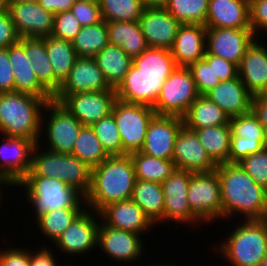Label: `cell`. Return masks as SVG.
<instances>
[{"instance_id":"obj_1","label":"cell","mask_w":267,"mask_h":266,"mask_svg":"<svg viewBox=\"0 0 267 266\" xmlns=\"http://www.w3.org/2000/svg\"><path fill=\"white\" fill-rule=\"evenodd\" d=\"M222 197V218L240 214L245 220L267 219V190L257 185L237 163L216 167Z\"/></svg>"},{"instance_id":"obj_2","label":"cell","mask_w":267,"mask_h":266,"mask_svg":"<svg viewBox=\"0 0 267 266\" xmlns=\"http://www.w3.org/2000/svg\"><path fill=\"white\" fill-rule=\"evenodd\" d=\"M137 178L129 154L108 156L92 168L85 205L99 213L107 205L131 199Z\"/></svg>"},{"instance_id":"obj_3","label":"cell","mask_w":267,"mask_h":266,"mask_svg":"<svg viewBox=\"0 0 267 266\" xmlns=\"http://www.w3.org/2000/svg\"><path fill=\"white\" fill-rule=\"evenodd\" d=\"M43 98L20 92L0 93V132L3 135L32 139L39 143L42 129ZM39 135V136H38Z\"/></svg>"},{"instance_id":"obj_4","label":"cell","mask_w":267,"mask_h":266,"mask_svg":"<svg viewBox=\"0 0 267 266\" xmlns=\"http://www.w3.org/2000/svg\"><path fill=\"white\" fill-rule=\"evenodd\" d=\"M244 221L217 250L232 266H260L267 255V219Z\"/></svg>"},{"instance_id":"obj_5","label":"cell","mask_w":267,"mask_h":266,"mask_svg":"<svg viewBox=\"0 0 267 266\" xmlns=\"http://www.w3.org/2000/svg\"><path fill=\"white\" fill-rule=\"evenodd\" d=\"M15 186L26 187L28 204L31 202L36 211L35 219L59 208H85L81 206L84 196L58 178L24 176Z\"/></svg>"},{"instance_id":"obj_6","label":"cell","mask_w":267,"mask_h":266,"mask_svg":"<svg viewBox=\"0 0 267 266\" xmlns=\"http://www.w3.org/2000/svg\"><path fill=\"white\" fill-rule=\"evenodd\" d=\"M111 115L119 131L123 155L140 151L145 142L148 125L156 115L153 107L116 99Z\"/></svg>"},{"instance_id":"obj_7","label":"cell","mask_w":267,"mask_h":266,"mask_svg":"<svg viewBox=\"0 0 267 266\" xmlns=\"http://www.w3.org/2000/svg\"><path fill=\"white\" fill-rule=\"evenodd\" d=\"M199 96L189 68L176 66L165 80L153 109L156 115L182 118Z\"/></svg>"},{"instance_id":"obj_8","label":"cell","mask_w":267,"mask_h":266,"mask_svg":"<svg viewBox=\"0 0 267 266\" xmlns=\"http://www.w3.org/2000/svg\"><path fill=\"white\" fill-rule=\"evenodd\" d=\"M187 201L192 213L203 223L222 217V197L217 171L192 173Z\"/></svg>"},{"instance_id":"obj_9","label":"cell","mask_w":267,"mask_h":266,"mask_svg":"<svg viewBox=\"0 0 267 266\" xmlns=\"http://www.w3.org/2000/svg\"><path fill=\"white\" fill-rule=\"evenodd\" d=\"M49 111L48 121L42 118V123L46 127L44 134L49 146L48 150L61 154H71L83 125L63 106L54 99L47 101L44 109ZM45 119V120H44ZM47 122V123H46Z\"/></svg>"},{"instance_id":"obj_10","label":"cell","mask_w":267,"mask_h":266,"mask_svg":"<svg viewBox=\"0 0 267 266\" xmlns=\"http://www.w3.org/2000/svg\"><path fill=\"white\" fill-rule=\"evenodd\" d=\"M231 141L228 163H238L267 146V135L253 112L230 117Z\"/></svg>"},{"instance_id":"obj_11","label":"cell","mask_w":267,"mask_h":266,"mask_svg":"<svg viewBox=\"0 0 267 266\" xmlns=\"http://www.w3.org/2000/svg\"><path fill=\"white\" fill-rule=\"evenodd\" d=\"M3 136L5 142L0 146V183L15 187L30 171L32 153L37 143L28 138Z\"/></svg>"},{"instance_id":"obj_12","label":"cell","mask_w":267,"mask_h":266,"mask_svg":"<svg viewBox=\"0 0 267 266\" xmlns=\"http://www.w3.org/2000/svg\"><path fill=\"white\" fill-rule=\"evenodd\" d=\"M256 38L251 28H207L206 52L239 66Z\"/></svg>"},{"instance_id":"obj_13","label":"cell","mask_w":267,"mask_h":266,"mask_svg":"<svg viewBox=\"0 0 267 266\" xmlns=\"http://www.w3.org/2000/svg\"><path fill=\"white\" fill-rule=\"evenodd\" d=\"M191 177L192 173L176 168L172 175L161 183L164 195V223L170 220L179 224L199 223L200 220L192 213L187 201Z\"/></svg>"},{"instance_id":"obj_14","label":"cell","mask_w":267,"mask_h":266,"mask_svg":"<svg viewBox=\"0 0 267 266\" xmlns=\"http://www.w3.org/2000/svg\"><path fill=\"white\" fill-rule=\"evenodd\" d=\"M103 91L115 89L109 86L94 58L78 57L53 99L61 102L69 94Z\"/></svg>"},{"instance_id":"obj_15","label":"cell","mask_w":267,"mask_h":266,"mask_svg":"<svg viewBox=\"0 0 267 266\" xmlns=\"http://www.w3.org/2000/svg\"><path fill=\"white\" fill-rule=\"evenodd\" d=\"M116 91L67 95L60 103L83 125L91 126L111 114Z\"/></svg>"},{"instance_id":"obj_16","label":"cell","mask_w":267,"mask_h":266,"mask_svg":"<svg viewBox=\"0 0 267 266\" xmlns=\"http://www.w3.org/2000/svg\"><path fill=\"white\" fill-rule=\"evenodd\" d=\"M183 126L181 117L155 115L148 125L140 152L151 157L172 159L174 143Z\"/></svg>"},{"instance_id":"obj_17","label":"cell","mask_w":267,"mask_h":266,"mask_svg":"<svg viewBox=\"0 0 267 266\" xmlns=\"http://www.w3.org/2000/svg\"><path fill=\"white\" fill-rule=\"evenodd\" d=\"M8 11L20 38H42L52 34L54 14L38 2L9 1Z\"/></svg>"},{"instance_id":"obj_18","label":"cell","mask_w":267,"mask_h":266,"mask_svg":"<svg viewBox=\"0 0 267 266\" xmlns=\"http://www.w3.org/2000/svg\"><path fill=\"white\" fill-rule=\"evenodd\" d=\"M95 213L94 211L93 215L92 210L89 212L86 207L54 242L56 247H59L62 252L64 251L68 255H83L95 246L97 248L98 223H100L99 218L101 217L100 213H97L99 217L96 218Z\"/></svg>"},{"instance_id":"obj_19","label":"cell","mask_w":267,"mask_h":266,"mask_svg":"<svg viewBox=\"0 0 267 266\" xmlns=\"http://www.w3.org/2000/svg\"><path fill=\"white\" fill-rule=\"evenodd\" d=\"M97 246L116 262L135 261L144 251L139 234L111 227L104 221L99 223Z\"/></svg>"},{"instance_id":"obj_20","label":"cell","mask_w":267,"mask_h":266,"mask_svg":"<svg viewBox=\"0 0 267 266\" xmlns=\"http://www.w3.org/2000/svg\"><path fill=\"white\" fill-rule=\"evenodd\" d=\"M168 77L143 75L139 69L131 65L123 81L115 89L117 99L154 107Z\"/></svg>"},{"instance_id":"obj_21","label":"cell","mask_w":267,"mask_h":266,"mask_svg":"<svg viewBox=\"0 0 267 266\" xmlns=\"http://www.w3.org/2000/svg\"><path fill=\"white\" fill-rule=\"evenodd\" d=\"M172 160L178 169L190 173H206L217 165L207 155L195 131L183 126L174 143Z\"/></svg>"},{"instance_id":"obj_22","label":"cell","mask_w":267,"mask_h":266,"mask_svg":"<svg viewBox=\"0 0 267 266\" xmlns=\"http://www.w3.org/2000/svg\"><path fill=\"white\" fill-rule=\"evenodd\" d=\"M148 47L170 50L181 23L165 8H146L139 18Z\"/></svg>"},{"instance_id":"obj_23","label":"cell","mask_w":267,"mask_h":266,"mask_svg":"<svg viewBox=\"0 0 267 266\" xmlns=\"http://www.w3.org/2000/svg\"><path fill=\"white\" fill-rule=\"evenodd\" d=\"M255 39L238 66V77L252 96L267 95V48Z\"/></svg>"},{"instance_id":"obj_24","label":"cell","mask_w":267,"mask_h":266,"mask_svg":"<svg viewBox=\"0 0 267 266\" xmlns=\"http://www.w3.org/2000/svg\"><path fill=\"white\" fill-rule=\"evenodd\" d=\"M207 28L203 24H181L170 49L176 66L188 67L206 53Z\"/></svg>"},{"instance_id":"obj_25","label":"cell","mask_w":267,"mask_h":266,"mask_svg":"<svg viewBox=\"0 0 267 266\" xmlns=\"http://www.w3.org/2000/svg\"><path fill=\"white\" fill-rule=\"evenodd\" d=\"M8 57L13 69L14 92L43 98L46 102L53 96L39 83L31 62L25 55V38L8 47Z\"/></svg>"},{"instance_id":"obj_26","label":"cell","mask_w":267,"mask_h":266,"mask_svg":"<svg viewBox=\"0 0 267 266\" xmlns=\"http://www.w3.org/2000/svg\"><path fill=\"white\" fill-rule=\"evenodd\" d=\"M99 213L100 219L107 225L131 231L141 236L145 230L153 226L141 207L132 199L111 203Z\"/></svg>"},{"instance_id":"obj_27","label":"cell","mask_w":267,"mask_h":266,"mask_svg":"<svg viewBox=\"0 0 267 266\" xmlns=\"http://www.w3.org/2000/svg\"><path fill=\"white\" fill-rule=\"evenodd\" d=\"M206 28H251L249 0H209Z\"/></svg>"},{"instance_id":"obj_28","label":"cell","mask_w":267,"mask_h":266,"mask_svg":"<svg viewBox=\"0 0 267 266\" xmlns=\"http://www.w3.org/2000/svg\"><path fill=\"white\" fill-rule=\"evenodd\" d=\"M206 96L229 117L246 114L251 111L252 95L239 77L221 81Z\"/></svg>"},{"instance_id":"obj_29","label":"cell","mask_w":267,"mask_h":266,"mask_svg":"<svg viewBox=\"0 0 267 266\" xmlns=\"http://www.w3.org/2000/svg\"><path fill=\"white\" fill-rule=\"evenodd\" d=\"M109 44L121 47L132 59L148 48L139 21L107 22Z\"/></svg>"},{"instance_id":"obj_30","label":"cell","mask_w":267,"mask_h":266,"mask_svg":"<svg viewBox=\"0 0 267 266\" xmlns=\"http://www.w3.org/2000/svg\"><path fill=\"white\" fill-rule=\"evenodd\" d=\"M45 41L47 55L55 76V95L63 82L69 76L76 59L78 58L72 41L62 40L52 35L42 37Z\"/></svg>"},{"instance_id":"obj_31","label":"cell","mask_w":267,"mask_h":266,"mask_svg":"<svg viewBox=\"0 0 267 266\" xmlns=\"http://www.w3.org/2000/svg\"><path fill=\"white\" fill-rule=\"evenodd\" d=\"M183 125L190 129L229 124L230 117L206 95H200L182 117Z\"/></svg>"},{"instance_id":"obj_32","label":"cell","mask_w":267,"mask_h":266,"mask_svg":"<svg viewBox=\"0 0 267 266\" xmlns=\"http://www.w3.org/2000/svg\"><path fill=\"white\" fill-rule=\"evenodd\" d=\"M93 58L103 72L107 83L113 89H116L123 81L133 60L121 47L111 44L104 47Z\"/></svg>"},{"instance_id":"obj_33","label":"cell","mask_w":267,"mask_h":266,"mask_svg":"<svg viewBox=\"0 0 267 266\" xmlns=\"http://www.w3.org/2000/svg\"><path fill=\"white\" fill-rule=\"evenodd\" d=\"M207 155L216 164L228 163L230 154V124L211 126L194 130Z\"/></svg>"},{"instance_id":"obj_34","label":"cell","mask_w":267,"mask_h":266,"mask_svg":"<svg viewBox=\"0 0 267 266\" xmlns=\"http://www.w3.org/2000/svg\"><path fill=\"white\" fill-rule=\"evenodd\" d=\"M131 199L141 207L153 224L163 221L164 195L161 183L137 179Z\"/></svg>"},{"instance_id":"obj_35","label":"cell","mask_w":267,"mask_h":266,"mask_svg":"<svg viewBox=\"0 0 267 266\" xmlns=\"http://www.w3.org/2000/svg\"><path fill=\"white\" fill-rule=\"evenodd\" d=\"M25 55L31 62L39 83L54 97L55 76L42 38H25Z\"/></svg>"},{"instance_id":"obj_36","label":"cell","mask_w":267,"mask_h":266,"mask_svg":"<svg viewBox=\"0 0 267 266\" xmlns=\"http://www.w3.org/2000/svg\"><path fill=\"white\" fill-rule=\"evenodd\" d=\"M138 180L163 183L176 170L175 162L151 157L140 151L129 154Z\"/></svg>"},{"instance_id":"obj_37","label":"cell","mask_w":267,"mask_h":266,"mask_svg":"<svg viewBox=\"0 0 267 266\" xmlns=\"http://www.w3.org/2000/svg\"><path fill=\"white\" fill-rule=\"evenodd\" d=\"M109 44L107 22L81 27L72 40V46L78 57H94Z\"/></svg>"},{"instance_id":"obj_38","label":"cell","mask_w":267,"mask_h":266,"mask_svg":"<svg viewBox=\"0 0 267 266\" xmlns=\"http://www.w3.org/2000/svg\"><path fill=\"white\" fill-rule=\"evenodd\" d=\"M132 65L143 75L150 76H170L176 67L170 50L151 47L133 58Z\"/></svg>"},{"instance_id":"obj_39","label":"cell","mask_w":267,"mask_h":266,"mask_svg":"<svg viewBox=\"0 0 267 266\" xmlns=\"http://www.w3.org/2000/svg\"><path fill=\"white\" fill-rule=\"evenodd\" d=\"M71 155L83 161L91 169L109 156L90 126H83L80 129Z\"/></svg>"},{"instance_id":"obj_40","label":"cell","mask_w":267,"mask_h":266,"mask_svg":"<svg viewBox=\"0 0 267 266\" xmlns=\"http://www.w3.org/2000/svg\"><path fill=\"white\" fill-rule=\"evenodd\" d=\"M92 169L71 154H61L60 180L75 188L83 196L88 193Z\"/></svg>"},{"instance_id":"obj_41","label":"cell","mask_w":267,"mask_h":266,"mask_svg":"<svg viewBox=\"0 0 267 266\" xmlns=\"http://www.w3.org/2000/svg\"><path fill=\"white\" fill-rule=\"evenodd\" d=\"M85 208H59L40 215L35 221L41 232L54 243Z\"/></svg>"},{"instance_id":"obj_42","label":"cell","mask_w":267,"mask_h":266,"mask_svg":"<svg viewBox=\"0 0 267 266\" xmlns=\"http://www.w3.org/2000/svg\"><path fill=\"white\" fill-rule=\"evenodd\" d=\"M99 6L106 22L139 21L144 10L141 0H99Z\"/></svg>"},{"instance_id":"obj_43","label":"cell","mask_w":267,"mask_h":266,"mask_svg":"<svg viewBox=\"0 0 267 266\" xmlns=\"http://www.w3.org/2000/svg\"><path fill=\"white\" fill-rule=\"evenodd\" d=\"M209 0H169L165 9L181 24L205 25Z\"/></svg>"},{"instance_id":"obj_44","label":"cell","mask_w":267,"mask_h":266,"mask_svg":"<svg viewBox=\"0 0 267 266\" xmlns=\"http://www.w3.org/2000/svg\"><path fill=\"white\" fill-rule=\"evenodd\" d=\"M109 156L123 155V147L114 117L100 119L90 126Z\"/></svg>"},{"instance_id":"obj_45","label":"cell","mask_w":267,"mask_h":266,"mask_svg":"<svg viewBox=\"0 0 267 266\" xmlns=\"http://www.w3.org/2000/svg\"><path fill=\"white\" fill-rule=\"evenodd\" d=\"M39 146L37 143L33 150L30 171L25 176H44L60 180L61 153L47 149L42 152L39 151Z\"/></svg>"},{"instance_id":"obj_46","label":"cell","mask_w":267,"mask_h":266,"mask_svg":"<svg viewBox=\"0 0 267 266\" xmlns=\"http://www.w3.org/2000/svg\"><path fill=\"white\" fill-rule=\"evenodd\" d=\"M199 95H206L221 81L213 70V55L205 53L203 59L188 66Z\"/></svg>"},{"instance_id":"obj_47","label":"cell","mask_w":267,"mask_h":266,"mask_svg":"<svg viewBox=\"0 0 267 266\" xmlns=\"http://www.w3.org/2000/svg\"><path fill=\"white\" fill-rule=\"evenodd\" d=\"M237 164L257 185L267 190V146L257 153L248 155Z\"/></svg>"},{"instance_id":"obj_48","label":"cell","mask_w":267,"mask_h":266,"mask_svg":"<svg viewBox=\"0 0 267 266\" xmlns=\"http://www.w3.org/2000/svg\"><path fill=\"white\" fill-rule=\"evenodd\" d=\"M79 20L71 11H65L54 15L52 36L72 41L81 30Z\"/></svg>"},{"instance_id":"obj_49","label":"cell","mask_w":267,"mask_h":266,"mask_svg":"<svg viewBox=\"0 0 267 266\" xmlns=\"http://www.w3.org/2000/svg\"><path fill=\"white\" fill-rule=\"evenodd\" d=\"M70 11L82 27L99 23L102 20L99 2L76 0Z\"/></svg>"},{"instance_id":"obj_50","label":"cell","mask_w":267,"mask_h":266,"mask_svg":"<svg viewBox=\"0 0 267 266\" xmlns=\"http://www.w3.org/2000/svg\"><path fill=\"white\" fill-rule=\"evenodd\" d=\"M250 26L258 38L259 30L267 31V0H249Z\"/></svg>"},{"instance_id":"obj_51","label":"cell","mask_w":267,"mask_h":266,"mask_svg":"<svg viewBox=\"0 0 267 266\" xmlns=\"http://www.w3.org/2000/svg\"><path fill=\"white\" fill-rule=\"evenodd\" d=\"M14 92V75L8 48H0V93Z\"/></svg>"},{"instance_id":"obj_52","label":"cell","mask_w":267,"mask_h":266,"mask_svg":"<svg viewBox=\"0 0 267 266\" xmlns=\"http://www.w3.org/2000/svg\"><path fill=\"white\" fill-rule=\"evenodd\" d=\"M20 39L9 11L0 15V48H8Z\"/></svg>"},{"instance_id":"obj_53","label":"cell","mask_w":267,"mask_h":266,"mask_svg":"<svg viewBox=\"0 0 267 266\" xmlns=\"http://www.w3.org/2000/svg\"><path fill=\"white\" fill-rule=\"evenodd\" d=\"M9 248V249H8ZM0 251V266H29L30 251L10 248Z\"/></svg>"},{"instance_id":"obj_54","label":"cell","mask_w":267,"mask_h":266,"mask_svg":"<svg viewBox=\"0 0 267 266\" xmlns=\"http://www.w3.org/2000/svg\"><path fill=\"white\" fill-rule=\"evenodd\" d=\"M213 70L220 81L238 77V66L226 59L213 55Z\"/></svg>"},{"instance_id":"obj_55","label":"cell","mask_w":267,"mask_h":266,"mask_svg":"<svg viewBox=\"0 0 267 266\" xmlns=\"http://www.w3.org/2000/svg\"><path fill=\"white\" fill-rule=\"evenodd\" d=\"M251 112L258 118L267 135V95L252 96Z\"/></svg>"},{"instance_id":"obj_56","label":"cell","mask_w":267,"mask_h":266,"mask_svg":"<svg viewBox=\"0 0 267 266\" xmlns=\"http://www.w3.org/2000/svg\"><path fill=\"white\" fill-rule=\"evenodd\" d=\"M55 260L54 254L50 251V248L47 249V247H41V250L39 251L30 252L29 266H58ZM60 266L62 265L60 264Z\"/></svg>"},{"instance_id":"obj_57","label":"cell","mask_w":267,"mask_h":266,"mask_svg":"<svg viewBox=\"0 0 267 266\" xmlns=\"http://www.w3.org/2000/svg\"><path fill=\"white\" fill-rule=\"evenodd\" d=\"M76 0H39V5L52 14L70 11Z\"/></svg>"},{"instance_id":"obj_58","label":"cell","mask_w":267,"mask_h":266,"mask_svg":"<svg viewBox=\"0 0 267 266\" xmlns=\"http://www.w3.org/2000/svg\"><path fill=\"white\" fill-rule=\"evenodd\" d=\"M143 8H165L169 0H141Z\"/></svg>"},{"instance_id":"obj_59","label":"cell","mask_w":267,"mask_h":266,"mask_svg":"<svg viewBox=\"0 0 267 266\" xmlns=\"http://www.w3.org/2000/svg\"><path fill=\"white\" fill-rule=\"evenodd\" d=\"M9 8V0H0V15L7 13Z\"/></svg>"},{"instance_id":"obj_60","label":"cell","mask_w":267,"mask_h":266,"mask_svg":"<svg viewBox=\"0 0 267 266\" xmlns=\"http://www.w3.org/2000/svg\"><path fill=\"white\" fill-rule=\"evenodd\" d=\"M9 1H16V2H31V3H37L39 0H9Z\"/></svg>"},{"instance_id":"obj_61","label":"cell","mask_w":267,"mask_h":266,"mask_svg":"<svg viewBox=\"0 0 267 266\" xmlns=\"http://www.w3.org/2000/svg\"><path fill=\"white\" fill-rule=\"evenodd\" d=\"M260 266H267V255H266V257L261 261Z\"/></svg>"},{"instance_id":"obj_62","label":"cell","mask_w":267,"mask_h":266,"mask_svg":"<svg viewBox=\"0 0 267 266\" xmlns=\"http://www.w3.org/2000/svg\"><path fill=\"white\" fill-rule=\"evenodd\" d=\"M149 266H176V265H172V264H171V265H169V264L166 265V264H160V263H159V265H158V264H154V265H153V263H152V264L149 265Z\"/></svg>"},{"instance_id":"obj_63","label":"cell","mask_w":267,"mask_h":266,"mask_svg":"<svg viewBox=\"0 0 267 266\" xmlns=\"http://www.w3.org/2000/svg\"><path fill=\"white\" fill-rule=\"evenodd\" d=\"M0 187H1V188H2V187L4 188V186H3L1 183H0ZM1 188H0V190H1ZM1 196H2V192L0 191V201L2 200V199H1Z\"/></svg>"},{"instance_id":"obj_64","label":"cell","mask_w":267,"mask_h":266,"mask_svg":"<svg viewBox=\"0 0 267 266\" xmlns=\"http://www.w3.org/2000/svg\"><path fill=\"white\" fill-rule=\"evenodd\" d=\"M85 1H95V2H99V0H85Z\"/></svg>"}]
</instances>
